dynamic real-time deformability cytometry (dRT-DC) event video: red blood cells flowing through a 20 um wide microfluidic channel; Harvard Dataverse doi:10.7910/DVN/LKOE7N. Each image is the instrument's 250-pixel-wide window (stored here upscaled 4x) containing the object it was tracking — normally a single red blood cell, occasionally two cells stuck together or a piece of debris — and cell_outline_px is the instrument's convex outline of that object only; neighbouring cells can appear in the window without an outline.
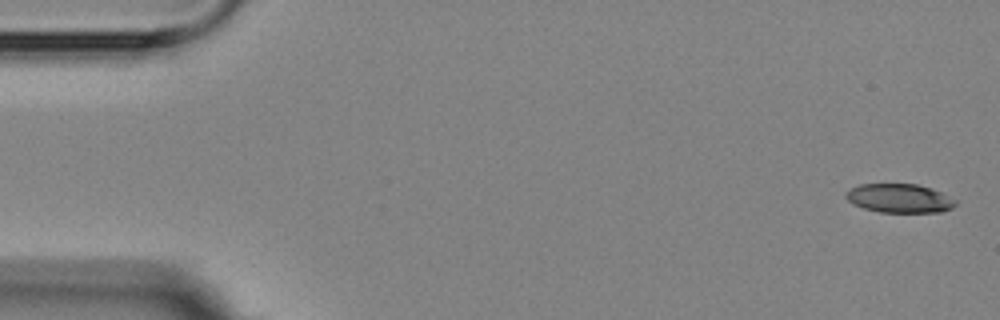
{"species": "Egyptian fruit bat (a non-hibernating species)", "species_latin": "Rousettus aegyptiacus", "temperature_condition": "room temperature", "stored_images_in_passage": 4, "camera_frame_rate_fps": 3000, "um_per_image_px": 0.085, "animal": {"sex": "female"}, "frame": {"image": 1, "passage_image": 1, "time_ms": 0.0, "image_size_px": [1000, 320], "cell_outline_px": [[956, 204], [952, 208], [940, 212], [880, 212], [864, 208], [852, 204], [844, 196], [844, 192], [860, 184], [916, 184], [932, 188], [956, 200]], "centroid_in_image_um": [76.43, 16.85], "position_along_channel_um": 8.6, "area_um2": 18.44}}